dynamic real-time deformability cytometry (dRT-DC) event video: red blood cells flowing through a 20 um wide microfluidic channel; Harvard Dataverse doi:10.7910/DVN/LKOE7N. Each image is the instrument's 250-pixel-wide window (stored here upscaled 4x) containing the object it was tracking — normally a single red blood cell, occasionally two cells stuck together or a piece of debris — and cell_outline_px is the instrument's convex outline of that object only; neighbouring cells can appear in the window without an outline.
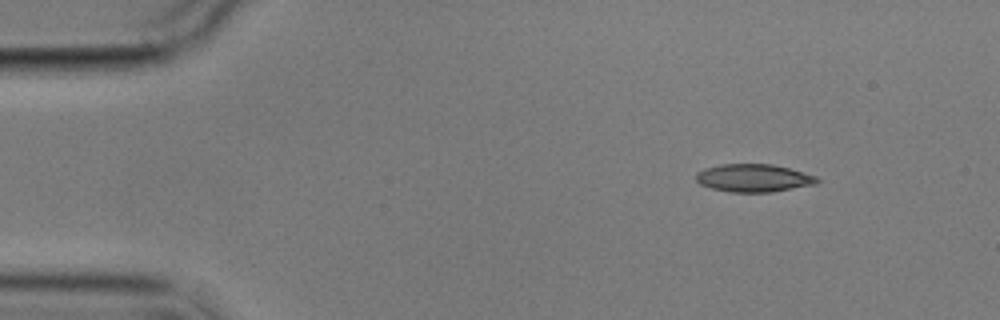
{"species": "common noctule bat (a hibernating species)", "species_latin": "Nyctalus noctula", "temperature_condition": "cold", "stored_images_in_passage": 4, "camera_frame_rate_fps": 3000, "um_per_image_px": 0.085, "animal": {"sex": "male", "body_mass_g": 17.9}, "frame": {"image": 1, "passage_image": 1, "time_ms": 0.0, "image_size_px": [1000, 320], "cell_outline_px": [[820, 180], [816, 184], [772, 192], [728, 192], [712, 188], [700, 184], [696, 180], [696, 172], [704, 168], [720, 164], [772, 164], [788, 168], [816, 176]], "centroid_in_image_um": [64.03, 15.13], "position_along_channel_um": 21.0, "area_um2": 19.65}}
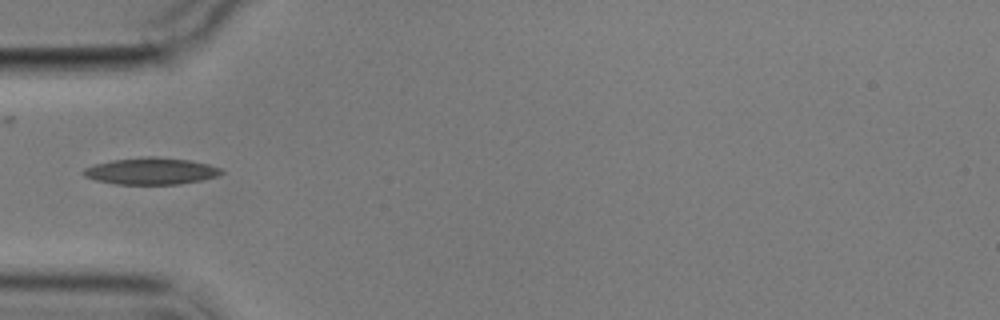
{"frame": {"image": 2, "passage_image": 4, "time_ms": 3.667, "image_size_px": [1000, 320], "cell_outline_px": [[224, 172], [216, 176], [200, 180], [180, 184], [116, 184], [96, 180], [84, 176], [84, 168], [92, 164], [112, 160], [148, 156], [156, 156], [188, 160], [208, 164], [220, 168]], "centroid_in_image_um": [12.82, 14.53], "position_along_channel_um": 72.2, "area_um2": 21.39}}